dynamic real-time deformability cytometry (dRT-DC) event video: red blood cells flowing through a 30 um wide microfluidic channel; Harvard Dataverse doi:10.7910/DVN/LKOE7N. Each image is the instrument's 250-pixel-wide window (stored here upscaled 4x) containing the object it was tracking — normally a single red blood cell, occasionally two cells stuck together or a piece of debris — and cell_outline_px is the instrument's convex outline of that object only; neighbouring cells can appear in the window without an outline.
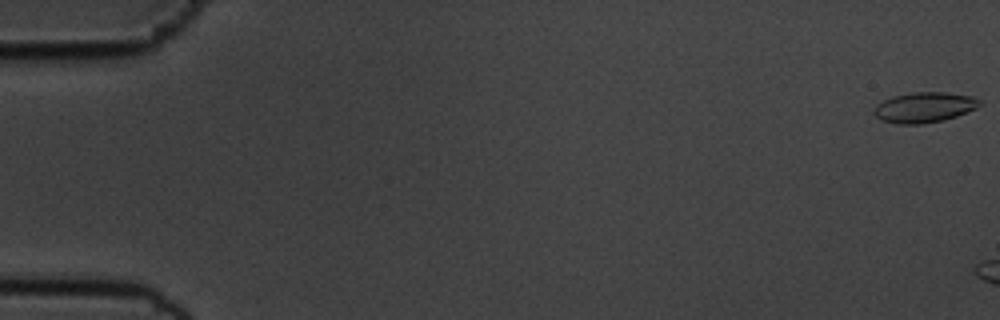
{"species": "common noctule bat (a hibernating species)", "species_latin": "Nyctalus noctula", "temperature_condition": "cold", "stored_images_in_passage": 19, "camera_frame_rate_fps": 3000, "um_per_image_px": 0.085, "animal": {"sex": "male", "body_mass_g": 19.5, "forearm_length_mm": 54.6}, "frame": {"image": 1, "passage_image": 1, "time_ms": 0.0, "image_size_px": [1000, 320], "cell_outline_px": [[984, 104], [976, 108], [956, 116], [944, 120], [920, 124], [896, 124], [880, 120], [872, 112], [876, 104], [892, 96], [912, 92], [948, 92], [972, 96], [980, 100]], "centroid_in_image_um": [78.56, 9.12], "position_along_channel_um": 6.4, "area_um2": 18.9}}